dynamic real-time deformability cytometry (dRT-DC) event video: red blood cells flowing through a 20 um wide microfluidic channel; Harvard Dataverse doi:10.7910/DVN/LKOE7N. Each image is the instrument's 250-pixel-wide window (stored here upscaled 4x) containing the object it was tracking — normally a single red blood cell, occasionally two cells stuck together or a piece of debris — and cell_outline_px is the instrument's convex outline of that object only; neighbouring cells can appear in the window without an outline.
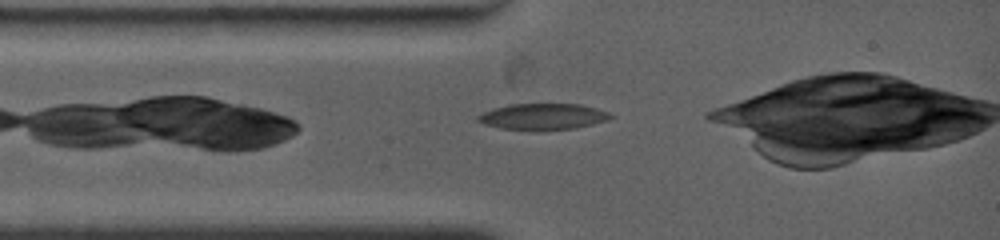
{"species": "common noctule bat (a hibernating species)", "species_latin": "Nyctalus noctula", "temperature_condition": "warm", "stored_images_in_passage": 19, "camera_frame_rate_fps": 4500, "um_per_image_px": 0.085, "animal": {"sex": "female", "body_mass_g": 19.0, "forearm_length_mm": 53.3}, "frame": {"image": 1, "passage_image": 1, "time_ms": 0.0, "image_size_px": [1000, 240], "cell_outline_px": [[612, 116], [608, 120], [576, 128], [536, 132], [500, 128], [484, 124], [476, 120], [476, 116], [492, 108], [508, 104], [580, 104], [596, 108], [608, 112]], "centroid_in_image_um": [46.1, 9.93], "position_along_channel_um": 38.9, "area_um2": 20.69}}
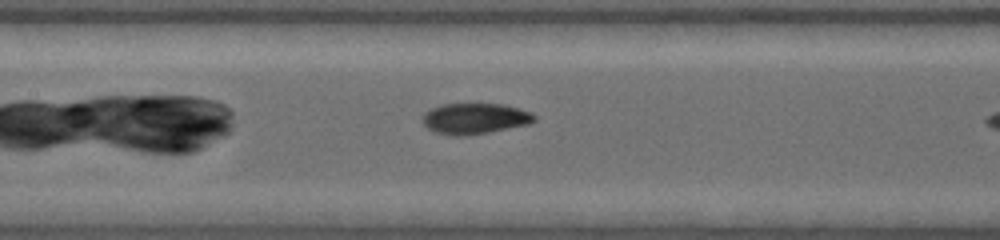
{"frame": {"image": 2, "passage_image": 8, "time_ms": 3.333, "image_size_px": [1000, 240], "cell_outline_px": [[536, 120], [528, 124], [488, 132], [464, 136], [456, 136], [436, 132], [428, 128], [420, 120], [424, 112], [440, 104], [504, 104], [520, 108], [532, 112], [536, 116]], "centroid_in_image_um": [40.35, 10.07], "position_along_channel_um": 167.0, "area_um2": 20.17}}
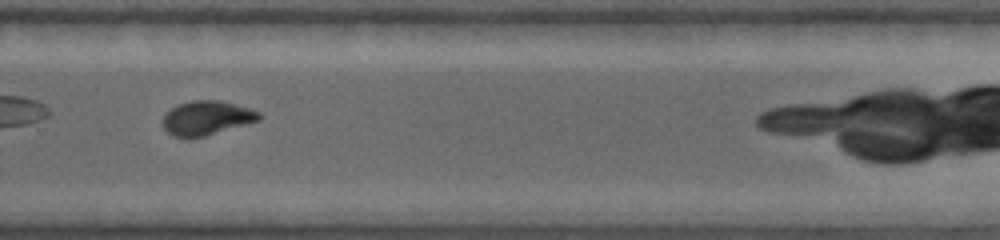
{"frame": {"image": 3, "passage_image": 16, "time_ms": 7.111, "image_size_px": [1000, 240], "cell_outline_px": [[260, 120], [204, 136], [172, 136], [164, 128], [164, 116], [172, 108], [180, 104], [192, 100], [220, 100], [248, 108], [260, 112]], "centroid_in_image_um": [17.59, 10.01], "position_along_channel_um": 312.2, "area_um2": 18.61}, "authors_computed_cell_mechanics": {"area_um2": 19.8832, "velocity_mm_per_s": 3.85, "shape_relaxation_time_tau1_ms": 6.9472, "shape_relaxation_time_tau2_ms": 7.555, "deformation_change_tau1": 0.2211, "deformation_change_tau2": 0.0837}}